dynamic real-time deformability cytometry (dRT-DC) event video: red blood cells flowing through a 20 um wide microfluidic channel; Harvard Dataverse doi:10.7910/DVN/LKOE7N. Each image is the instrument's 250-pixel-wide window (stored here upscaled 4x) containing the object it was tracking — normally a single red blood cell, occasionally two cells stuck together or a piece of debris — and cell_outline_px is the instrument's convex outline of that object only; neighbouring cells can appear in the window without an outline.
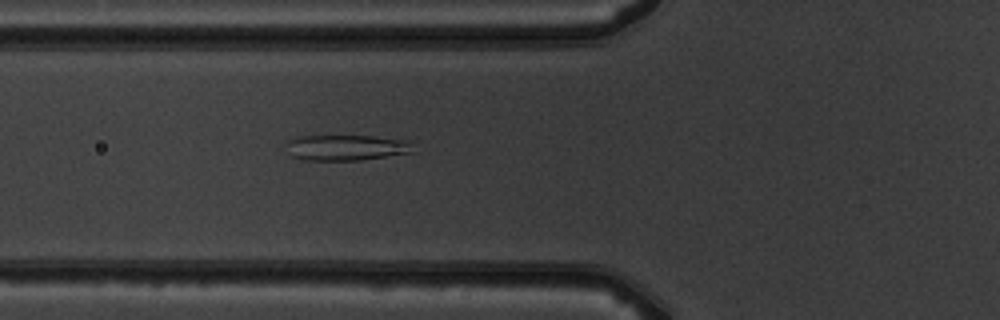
{"species": "common noctule bat (a hibernating species)", "species_latin": "Nyctalus noctula", "temperature_condition": "warm", "stored_images_in_passage": 5, "camera_frame_rate_fps": 3000, "um_per_image_px": 0.085, "animal": {"sex": "male", "body_mass_g": 19.5, "forearm_length_mm": 54.6}, "frame": {"image": 1, "passage_image": 5, "time_ms": 5.333, "image_size_px": [1000, 320], "cell_outline_px": [[412, 152], [388, 156], [360, 160], [304, 160], [292, 156], [284, 144], [284, 140], [300, 136], [372, 136], [408, 140]], "centroid_in_image_um": [29.34, 12.54], "position_along_channel_um": 96.5, "area_um2": 18.96}}